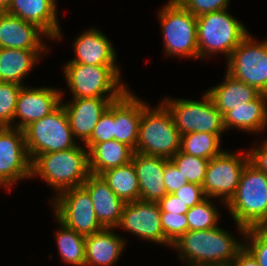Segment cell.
I'll return each mask as SVG.
<instances>
[{"mask_svg":"<svg viewBox=\"0 0 267 266\" xmlns=\"http://www.w3.org/2000/svg\"><path fill=\"white\" fill-rule=\"evenodd\" d=\"M164 183L167 194H173L175 191L187 184L186 178L179 172L174 164L169 161L164 168Z\"/></svg>","mask_w":267,"mask_h":266,"instance_id":"cell-39","label":"cell"},{"mask_svg":"<svg viewBox=\"0 0 267 266\" xmlns=\"http://www.w3.org/2000/svg\"><path fill=\"white\" fill-rule=\"evenodd\" d=\"M223 133L192 132L181 136L180 151L195 157L210 160L220 155Z\"/></svg>","mask_w":267,"mask_h":266,"instance_id":"cell-30","label":"cell"},{"mask_svg":"<svg viewBox=\"0 0 267 266\" xmlns=\"http://www.w3.org/2000/svg\"><path fill=\"white\" fill-rule=\"evenodd\" d=\"M117 227L133 233L140 239L172 246L164 237L161 210L157 202L137 200L125 203Z\"/></svg>","mask_w":267,"mask_h":266,"instance_id":"cell-14","label":"cell"},{"mask_svg":"<svg viewBox=\"0 0 267 266\" xmlns=\"http://www.w3.org/2000/svg\"><path fill=\"white\" fill-rule=\"evenodd\" d=\"M55 218L83 236L104 229L97 219L93 202L83 187H74L59 193L52 199Z\"/></svg>","mask_w":267,"mask_h":266,"instance_id":"cell-12","label":"cell"},{"mask_svg":"<svg viewBox=\"0 0 267 266\" xmlns=\"http://www.w3.org/2000/svg\"><path fill=\"white\" fill-rule=\"evenodd\" d=\"M189 183L202 186L209 160L178 151L169 159Z\"/></svg>","mask_w":267,"mask_h":266,"instance_id":"cell-32","label":"cell"},{"mask_svg":"<svg viewBox=\"0 0 267 266\" xmlns=\"http://www.w3.org/2000/svg\"><path fill=\"white\" fill-rule=\"evenodd\" d=\"M21 85L0 81V127H13V117Z\"/></svg>","mask_w":267,"mask_h":266,"instance_id":"cell-33","label":"cell"},{"mask_svg":"<svg viewBox=\"0 0 267 266\" xmlns=\"http://www.w3.org/2000/svg\"><path fill=\"white\" fill-rule=\"evenodd\" d=\"M149 106L147 104L142 110L134 152L170 159L180 150L181 134L162 103L154 108Z\"/></svg>","mask_w":267,"mask_h":266,"instance_id":"cell-5","label":"cell"},{"mask_svg":"<svg viewBox=\"0 0 267 266\" xmlns=\"http://www.w3.org/2000/svg\"><path fill=\"white\" fill-rule=\"evenodd\" d=\"M249 161L267 175V140L261 146L248 150Z\"/></svg>","mask_w":267,"mask_h":266,"instance_id":"cell-41","label":"cell"},{"mask_svg":"<svg viewBox=\"0 0 267 266\" xmlns=\"http://www.w3.org/2000/svg\"><path fill=\"white\" fill-rule=\"evenodd\" d=\"M75 58L68 63L93 66H118L114 46L98 28H89L73 42Z\"/></svg>","mask_w":267,"mask_h":266,"instance_id":"cell-19","label":"cell"},{"mask_svg":"<svg viewBox=\"0 0 267 266\" xmlns=\"http://www.w3.org/2000/svg\"><path fill=\"white\" fill-rule=\"evenodd\" d=\"M225 73L222 83L206 90L222 115L241 103L246 104L255 100L261 94L250 85L233 78L227 72Z\"/></svg>","mask_w":267,"mask_h":266,"instance_id":"cell-26","label":"cell"},{"mask_svg":"<svg viewBox=\"0 0 267 266\" xmlns=\"http://www.w3.org/2000/svg\"><path fill=\"white\" fill-rule=\"evenodd\" d=\"M31 162L24 131L0 127V186L11 191L18 181L31 178Z\"/></svg>","mask_w":267,"mask_h":266,"instance_id":"cell-13","label":"cell"},{"mask_svg":"<svg viewBox=\"0 0 267 266\" xmlns=\"http://www.w3.org/2000/svg\"><path fill=\"white\" fill-rule=\"evenodd\" d=\"M85 146L88 149L90 173L95 175L130 163L134 154L131 147L114 139Z\"/></svg>","mask_w":267,"mask_h":266,"instance_id":"cell-25","label":"cell"},{"mask_svg":"<svg viewBox=\"0 0 267 266\" xmlns=\"http://www.w3.org/2000/svg\"><path fill=\"white\" fill-rule=\"evenodd\" d=\"M114 102L101 116L85 144H98L114 139Z\"/></svg>","mask_w":267,"mask_h":266,"instance_id":"cell-36","label":"cell"},{"mask_svg":"<svg viewBox=\"0 0 267 266\" xmlns=\"http://www.w3.org/2000/svg\"><path fill=\"white\" fill-rule=\"evenodd\" d=\"M82 186L91 196L100 224L104 228H117L125 203L116 196L100 175L90 174Z\"/></svg>","mask_w":267,"mask_h":266,"instance_id":"cell-22","label":"cell"},{"mask_svg":"<svg viewBox=\"0 0 267 266\" xmlns=\"http://www.w3.org/2000/svg\"><path fill=\"white\" fill-rule=\"evenodd\" d=\"M88 149L79 143L72 149L43 153L31 162V178L40 177L59 193L80 187L90 175Z\"/></svg>","mask_w":267,"mask_h":266,"instance_id":"cell-2","label":"cell"},{"mask_svg":"<svg viewBox=\"0 0 267 266\" xmlns=\"http://www.w3.org/2000/svg\"><path fill=\"white\" fill-rule=\"evenodd\" d=\"M49 36L36 24L19 17L0 12V48L24 50H48L41 39Z\"/></svg>","mask_w":267,"mask_h":266,"instance_id":"cell-17","label":"cell"},{"mask_svg":"<svg viewBox=\"0 0 267 266\" xmlns=\"http://www.w3.org/2000/svg\"><path fill=\"white\" fill-rule=\"evenodd\" d=\"M56 0H12L6 12L36 24L50 39L62 38Z\"/></svg>","mask_w":267,"mask_h":266,"instance_id":"cell-20","label":"cell"},{"mask_svg":"<svg viewBox=\"0 0 267 266\" xmlns=\"http://www.w3.org/2000/svg\"><path fill=\"white\" fill-rule=\"evenodd\" d=\"M225 10L197 17L198 58L223 53L228 60L231 53L249 34L246 27Z\"/></svg>","mask_w":267,"mask_h":266,"instance_id":"cell-4","label":"cell"},{"mask_svg":"<svg viewBox=\"0 0 267 266\" xmlns=\"http://www.w3.org/2000/svg\"><path fill=\"white\" fill-rule=\"evenodd\" d=\"M146 105L129 89L114 101V140L128 145L134 151L138 141L142 110Z\"/></svg>","mask_w":267,"mask_h":266,"instance_id":"cell-18","label":"cell"},{"mask_svg":"<svg viewBox=\"0 0 267 266\" xmlns=\"http://www.w3.org/2000/svg\"><path fill=\"white\" fill-rule=\"evenodd\" d=\"M202 100L164 98L161 103L168 109L174 126L181 136L192 132L223 133V115L211 97L204 92Z\"/></svg>","mask_w":267,"mask_h":266,"instance_id":"cell-8","label":"cell"},{"mask_svg":"<svg viewBox=\"0 0 267 266\" xmlns=\"http://www.w3.org/2000/svg\"><path fill=\"white\" fill-rule=\"evenodd\" d=\"M161 225L164 237L171 245L188 231L186 214L161 212Z\"/></svg>","mask_w":267,"mask_h":266,"instance_id":"cell-35","label":"cell"},{"mask_svg":"<svg viewBox=\"0 0 267 266\" xmlns=\"http://www.w3.org/2000/svg\"><path fill=\"white\" fill-rule=\"evenodd\" d=\"M244 246L257 260L259 266H267V230L248 228L245 230Z\"/></svg>","mask_w":267,"mask_h":266,"instance_id":"cell-34","label":"cell"},{"mask_svg":"<svg viewBox=\"0 0 267 266\" xmlns=\"http://www.w3.org/2000/svg\"><path fill=\"white\" fill-rule=\"evenodd\" d=\"M226 62L228 74L267 95V39L257 42L249 33Z\"/></svg>","mask_w":267,"mask_h":266,"instance_id":"cell-10","label":"cell"},{"mask_svg":"<svg viewBox=\"0 0 267 266\" xmlns=\"http://www.w3.org/2000/svg\"><path fill=\"white\" fill-rule=\"evenodd\" d=\"M169 159L134 152L132 163L138 178L140 200L159 202L166 194L164 168Z\"/></svg>","mask_w":267,"mask_h":266,"instance_id":"cell-21","label":"cell"},{"mask_svg":"<svg viewBox=\"0 0 267 266\" xmlns=\"http://www.w3.org/2000/svg\"><path fill=\"white\" fill-rule=\"evenodd\" d=\"M161 212H169L175 214H186L189 210L179 198L173 194H166L159 202Z\"/></svg>","mask_w":267,"mask_h":266,"instance_id":"cell-40","label":"cell"},{"mask_svg":"<svg viewBox=\"0 0 267 266\" xmlns=\"http://www.w3.org/2000/svg\"><path fill=\"white\" fill-rule=\"evenodd\" d=\"M63 91L52 87L22 86L13 117V127L24 130L28 125L55 111L63 100ZM18 119L19 122L15 123ZM20 119V120H19Z\"/></svg>","mask_w":267,"mask_h":266,"instance_id":"cell-15","label":"cell"},{"mask_svg":"<svg viewBox=\"0 0 267 266\" xmlns=\"http://www.w3.org/2000/svg\"><path fill=\"white\" fill-rule=\"evenodd\" d=\"M12 0H0V12L6 11Z\"/></svg>","mask_w":267,"mask_h":266,"instance_id":"cell-43","label":"cell"},{"mask_svg":"<svg viewBox=\"0 0 267 266\" xmlns=\"http://www.w3.org/2000/svg\"><path fill=\"white\" fill-rule=\"evenodd\" d=\"M45 51L49 50L0 48V81L24 86L22 80L36 66Z\"/></svg>","mask_w":267,"mask_h":266,"instance_id":"cell-27","label":"cell"},{"mask_svg":"<svg viewBox=\"0 0 267 266\" xmlns=\"http://www.w3.org/2000/svg\"><path fill=\"white\" fill-rule=\"evenodd\" d=\"M243 246L244 242L235 239L230 231L217 226L187 231L171 247L186 266H225L232 263Z\"/></svg>","mask_w":267,"mask_h":266,"instance_id":"cell-1","label":"cell"},{"mask_svg":"<svg viewBox=\"0 0 267 266\" xmlns=\"http://www.w3.org/2000/svg\"><path fill=\"white\" fill-rule=\"evenodd\" d=\"M248 151L232 153L223 151L209 160L202 184L206 197L217 198L225 206L234 196L246 163Z\"/></svg>","mask_w":267,"mask_h":266,"instance_id":"cell-11","label":"cell"},{"mask_svg":"<svg viewBox=\"0 0 267 266\" xmlns=\"http://www.w3.org/2000/svg\"><path fill=\"white\" fill-rule=\"evenodd\" d=\"M173 195L186 204L188 208L193 207L206 198L202 186L189 182L175 191Z\"/></svg>","mask_w":267,"mask_h":266,"instance_id":"cell-38","label":"cell"},{"mask_svg":"<svg viewBox=\"0 0 267 266\" xmlns=\"http://www.w3.org/2000/svg\"><path fill=\"white\" fill-rule=\"evenodd\" d=\"M266 226H267V207L265 214L263 215V228H265Z\"/></svg>","mask_w":267,"mask_h":266,"instance_id":"cell-44","label":"cell"},{"mask_svg":"<svg viewBox=\"0 0 267 266\" xmlns=\"http://www.w3.org/2000/svg\"><path fill=\"white\" fill-rule=\"evenodd\" d=\"M225 130L237 128L248 133H259L267 126V95L260 94L255 100L238 105L223 115Z\"/></svg>","mask_w":267,"mask_h":266,"instance_id":"cell-24","label":"cell"},{"mask_svg":"<svg viewBox=\"0 0 267 266\" xmlns=\"http://www.w3.org/2000/svg\"><path fill=\"white\" fill-rule=\"evenodd\" d=\"M125 239L114 233L112 228L86 236L85 266H112L121 257Z\"/></svg>","mask_w":267,"mask_h":266,"instance_id":"cell-23","label":"cell"},{"mask_svg":"<svg viewBox=\"0 0 267 266\" xmlns=\"http://www.w3.org/2000/svg\"><path fill=\"white\" fill-rule=\"evenodd\" d=\"M31 161L43 153L72 149L77 146L64 107L28 125L24 130Z\"/></svg>","mask_w":267,"mask_h":266,"instance_id":"cell-9","label":"cell"},{"mask_svg":"<svg viewBox=\"0 0 267 266\" xmlns=\"http://www.w3.org/2000/svg\"><path fill=\"white\" fill-rule=\"evenodd\" d=\"M167 56L198 58L197 17L177 0H169L158 12Z\"/></svg>","mask_w":267,"mask_h":266,"instance_id":"cell-7","label":"cell"},{"mask_svg":"<svg viewBox=\"0 0 267 266\" xmlns=\"http://www.w3.org/2000/svg\"><path fill=\"white\" fill-rule=\"evenodd\" d=\"M211 198L206 197L200 203L189 208L186 213L188 221V231L196 230H208L217 227L219 224L218 208L211 202Z\"/></svg>","mask_w":267,"mask_h":266,"instance_id":"cell-31","label":"cell"},{"mask_svg":"<svg viewBox=\"0 0 267 266\" xmlns=\"http://www.w3.org/2000/svg\"><path fill=\"white\" fill-rule=\"evenodd\" d=\"M240 234L248 228H263L267 207V175L248 161L234 196L226 204Z\"/></svg>","mask_w":267,"mask_h":266,"instance_id":"cell-3","label":"cell"},{"mask_svg":"<svg viewBox=\"0 0 267 266\" xmlns=\"http://www.w3.org/2000/svg\"><path fill=\"white\" fill-rule=\"evenodd\" d=\"M119 98H73L61 105L67 114L74 138L85 143L92 135L101 116ZM70 102V103H69Z\"/></svg>","mask_w":267,"mask_h":266,"instance_id":"cell-16","label":"cell"},{"mask_svg":"<svg viewBox=\"0 0 267 266\" xmlns=\"http://www.w3.org/2000/svg\"><path fill=\"white\" fill-rule=\"evenodd\" d=\"M63 72L72 98H120L129 89L119 66L66 63Z\"/></svg>","mask_w":267,"mask_h":266,"instance_id":"cell-6","label":"cell"},{"mask_svg":"<svg viewBox=\"0 0 267 266\" xmlns=\"http://www.w3.org/2000/svg\"><path fill=\"white\" fill-rule=\"evenodd\" d=\"M230 266H259L251 252L243 246L237 253Z\"/></svg>","mask_w":267,"mask_h":266,"instance_id":"cell-42","label":"cell"},{"mask_svg":"<svg viewBox=\"0 0 267 266\" xmlns=\"http://www.w3.org/2000/svg\"><path fill=\"white\" fill-rule=\"evenodd\" d=\"M185 9L196 17L229 7L230 0H177Z\"/></svg>","mask_w":267,"mask_h":266,"instance_id":"cell-37","label":"cell"},{"mask_svg":"<svg viewBox=\"0 0 267 266\" xmlns=\"http://www.w3.org/2000/svg\"><path fill=\"white\" fill-rule=\"evenodd\" d=\"M56 220L60 226L55 241L62 260L69 265L85 266L86 237L68 228L57 218Z\"/></svg>","mask_w":267,"mask_h":266,"instance_id":"cell-29","label":"cell"},{"mask_svg":"<svg viewBox=\"0 0 267 266\" xmlns=\"http://www.w3.org/2000/svg\"><path fill=\"white\" fill-rule=\"evenodd\" d=\"M100 176L124 203L140 200L138 178L132 162L108 169Z\"/></svg>","mask_w":267,"mask_h":266,"instance_id":"cell-28","label":"cell"}]
</instances>
